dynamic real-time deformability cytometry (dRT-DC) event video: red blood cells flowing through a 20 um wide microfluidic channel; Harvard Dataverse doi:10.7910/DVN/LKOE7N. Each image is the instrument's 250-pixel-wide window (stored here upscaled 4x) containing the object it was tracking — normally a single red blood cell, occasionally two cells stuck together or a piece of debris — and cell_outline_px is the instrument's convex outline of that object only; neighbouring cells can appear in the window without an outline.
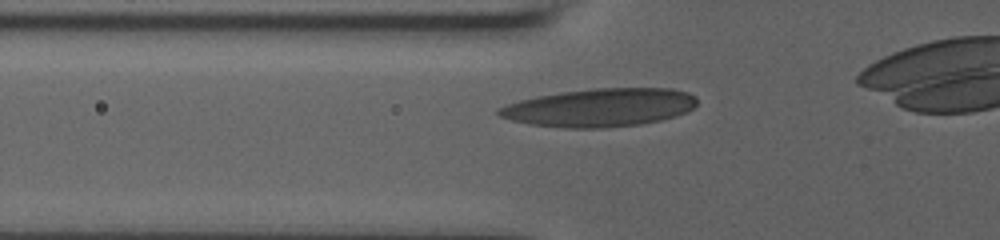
{"species": "human", "species_latin": "Homo sapiens", "temperature_condition": "room temperature", "stored_images_in_passage": 21, "camera_frame_rate_fps": 3000, "um_per_image_px": 0.085, "donor": {"sex": "male"}, "frame": {"image": 1, "passage_image": 4, "time_ms": 1.0, "image_size_px": [1000, 240], "cell_outline_px": [[696, 104], [692, 108], [676, 116], [660, 120], [640, 124], [604, 128], [564, 128], [532, 124], [512, 120], [500, 116], [496, 112], [496, 108], [520, 100], [536, 96], [560, 92], [596, 88], [672, 88], [688, 92], [696, 96]], "centroid_in_image_um": [50.99, 9.14], "position_along_channel_um": 74.8, "area_um2": 44.1}}
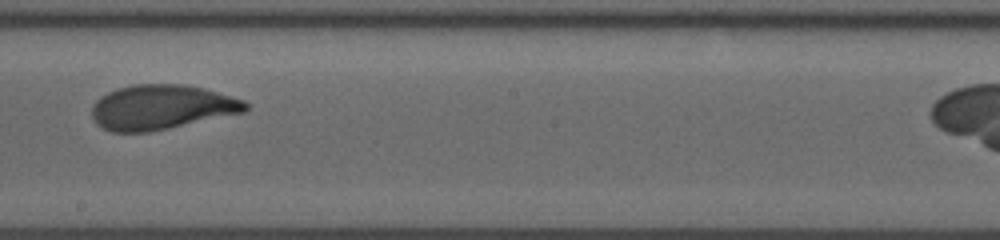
{"frame": {"image": 2, "passage_image": 12, "time_ms": 3.667, "image_size_px": [1000, 240], "cell_outline_px": [[248, 108], [244, 112], [168, 128], [148, 132], [112, 132], [96, 124], [92, 116], [92, 104], [100, 96], [116, 88], [132, 84], [184, 84], [204, 88], [244, 100], [248, 104]], "centroid_in_image_um": [13.69, 9.1], "position_along_channel_um": 234.5, "area_um2": 40.0}}
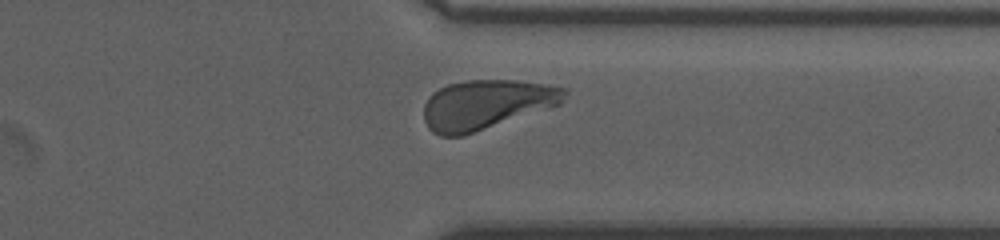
{"frame": {"image": 3, "passage_image": 19, "time_ms": 6.0, "image_size_px": [1000, 240], "cell_outline_px": [[568, 92], [560, 104], [464, 136], [440, 136], [432, 132], [428, 128], [424, 120], [424, 104], [428, 96], [432, 92], [448, 84], [464, 80], [516, 80], [544, 84], [568, 88]], "centroid_in_image_um": [41.3, 8.88], "position_along_channel_um": 370.1, "area_um2": 40.75}}